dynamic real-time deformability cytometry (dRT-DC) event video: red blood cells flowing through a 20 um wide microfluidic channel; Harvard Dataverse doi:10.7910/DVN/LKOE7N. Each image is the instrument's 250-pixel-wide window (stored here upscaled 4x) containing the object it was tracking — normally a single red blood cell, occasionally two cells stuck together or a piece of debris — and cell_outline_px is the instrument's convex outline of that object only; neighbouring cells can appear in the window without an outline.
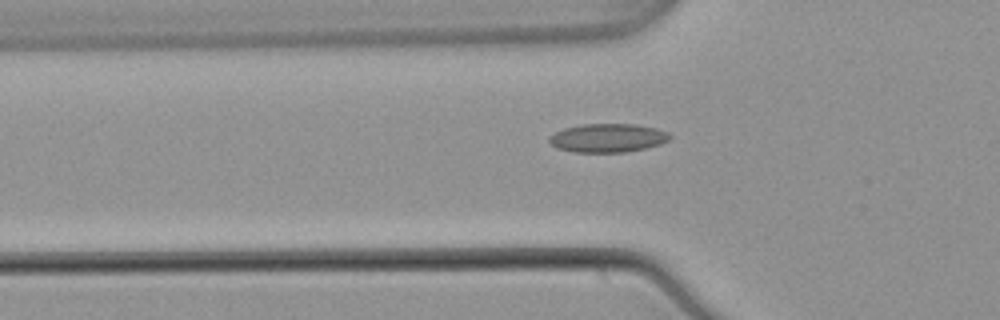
{"species": "common noctule bat (a hibernating species)", "species_latin": "Nyctalus noctula", "temperature_condition": "warm", "stored_images_in_passage": 40, "camera_frame_rate_fps": 3000, "um_per_image_px": 0.085, "animal": {"sex": "male", "body_mass_g": 21.5, "forearm_length_mm": 52.0}, "frame": {"image": 1, "passage_image": 6, "time_ms": 1.667, "image_size_px": [1000, 320], "cell_outline_px": [[672, 136], [668, 140], [660, 144], [628, 152], [572, 152], [556, 148], [548, 140], [548, 136], [564, 128], [580, 124], [636, 124], [656, 128], [668, 132]], "centroid_in_image_um": [51.64, 11.72], "position_along_channel_um": 74.2, "area_um2": 20.23}}
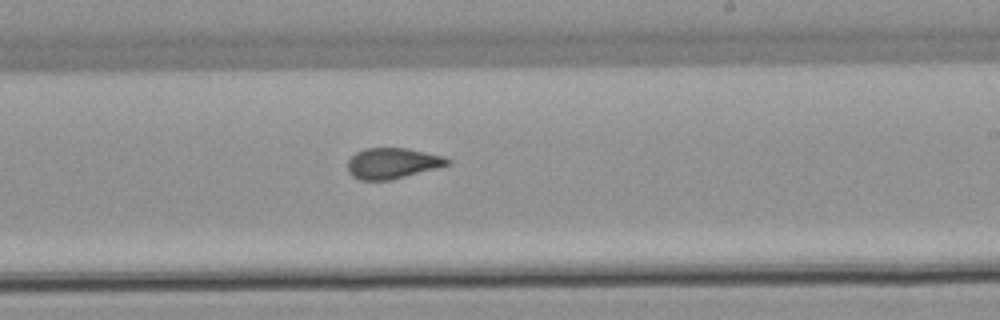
{"frame": {"image": 2, "passage_image": 20, "time_ms": 6.333, "image_size_px": [1000, 320], "cell_outline_px": [[452, 160], [448, 164], [436, 168], [388, 180], [360, 180], [352, 176], [348, 172], [348, 160], [356, 152], [364, 148], [408, 148], [444, 156]], "centroid_in_image_um": [33.33, 13.86], "position_along_channel_um": 255.7, "area_um2": 17.74}}
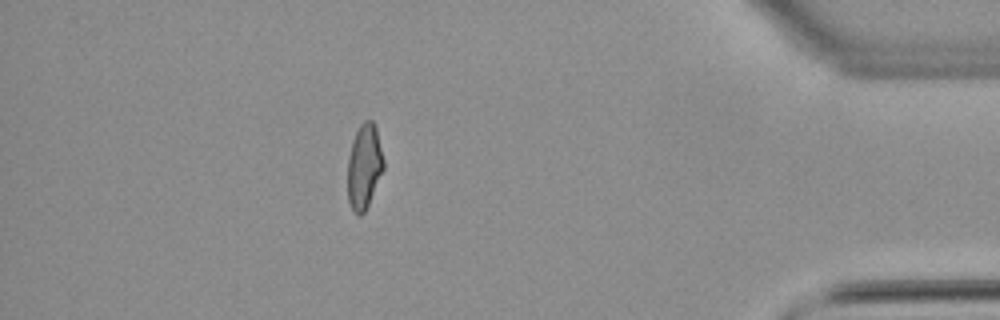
{"frame": {"image": 3, "passage_image": 35, "time_ms": 11.333, "image_size_px": [1000, 320], "cell_outline_px": [[384, 168], [368, 204], [364, 212], [360, 216], [356, 216], [352, 212], [348, 200], [348, 156], [356, 132], [360, 124], [364, 120], [372, 120], [376, 128], [384, 160]], "centroid_in_image_um": [30.95, 14.17], "position_along_channel_um": 404.3, "area_um2": 17.69}, "authors_computed_cell_mechanics": {"area_um2": 18.1203, "velocity_mm_per_s": 3.8879, "shape_relaxation_time_tau1_ms": null, "shape_relaxation_time_tau2_ms": 1.357, "deformation_change_tau1": null, "deformation_change_tau2": 0.0793}}